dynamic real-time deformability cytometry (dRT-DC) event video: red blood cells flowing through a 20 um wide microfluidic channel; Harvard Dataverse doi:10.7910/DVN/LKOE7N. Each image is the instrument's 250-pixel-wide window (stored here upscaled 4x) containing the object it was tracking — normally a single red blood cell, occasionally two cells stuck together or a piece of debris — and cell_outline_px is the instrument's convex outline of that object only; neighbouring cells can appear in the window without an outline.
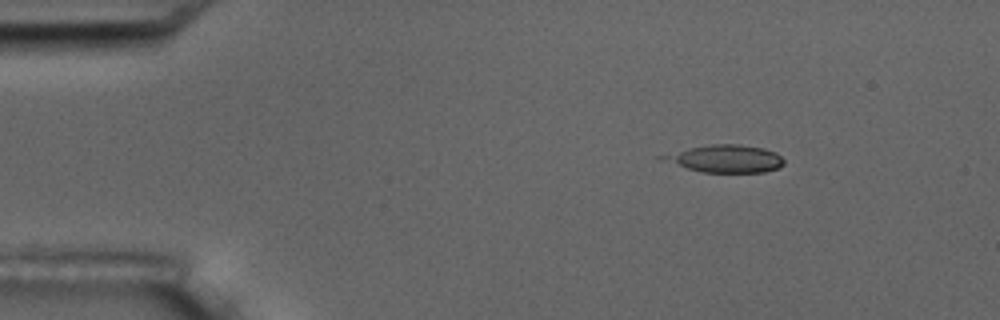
{"species": "common noctule bat (a hibernating species)", "species_latin": "Nyctalus noctula", "temperature_condition": "room temperature", "stored_images_in_passage": 9, "camera_frame_rate_fps": 3000, "um_per_image_px": 0.085, "animal": {"sex": "male", "body_mass_g": 17.5, "forearm_length_mm": 52.3}, "frame": {"image": 1, "passage_image": 1, "time_ms": 0.0, "image_size_px": [1000, 320], "cell_outline_px": [[784, 164], [776, 168], [764, 172], [704, 172], [688, 168], [660, 160], [656, 156], [688, 148], [712, 144], [740, 144], [764, 148], [776, 152], [784, 160]], "centroid_in_image_um": [61.64, 13.48], "position_along_channel_um": 23.4, "area_um2": 19.36}}
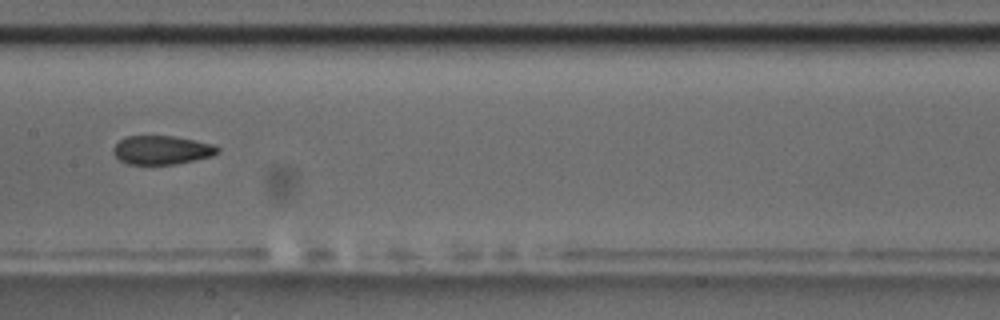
{"frame": {"image": 2, "passage_image": 7, "time_ms": 6.667, "image_size_px": [1000, 320], "cell_outline_px": [[220, 152], [212, 156], [196, 160], [172, 164], [128, 164], [120, 160], [112, 152], [116, 144], [120, 140], [128, 136], [172, 136], [212, 144], [220, 148]], "centroid_in_image_um": [13.76, 12.76], "position_along_channel_um": 193.6, "area_um2": 17.28}}
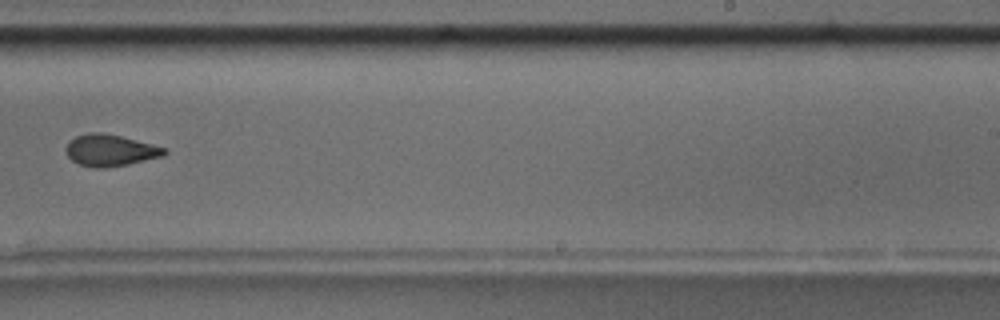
{"frame": {"image": 3, "passage_image": 9, "time_ms": 9.0, "image_size_px": [1000, 320], "cell_outline_px": [[168, 152], [164, 156], [128, 164], [104, 168], [96, 168], [80, 164], [72, 160], [68, 156], [64, 148], [76, 136], [88, 132], [104, 132], [168, 148]], "centroid_in_image_um": [9.4, 12.77], "position_along_channel_um": 279.6, "area_um2": 18.15}}